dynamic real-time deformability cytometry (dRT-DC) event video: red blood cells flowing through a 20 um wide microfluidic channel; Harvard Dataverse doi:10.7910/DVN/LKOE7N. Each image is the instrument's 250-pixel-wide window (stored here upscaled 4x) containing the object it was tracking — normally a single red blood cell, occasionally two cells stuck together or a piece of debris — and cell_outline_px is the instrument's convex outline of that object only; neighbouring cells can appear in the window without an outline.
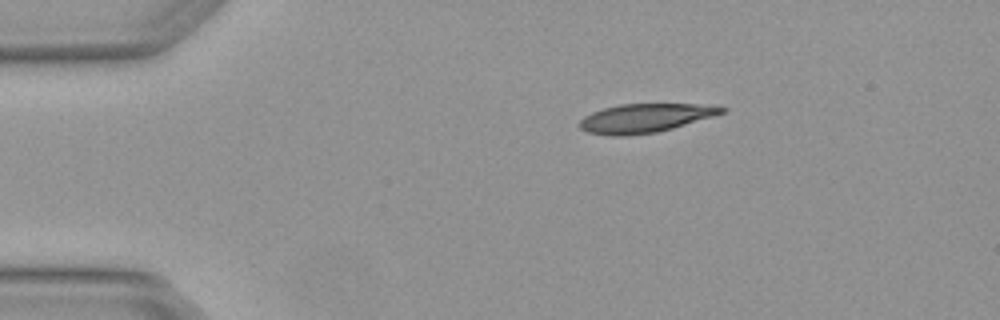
{"species": "Egyptian fruit bat (a non-hibernating species)", "species_latin": "Rousettus aegyptiacus", "temperature_condition": "warm", "stored_images_in_passage": 3, "camera_frame_rate_fps": 3000, "um_per_image_px": 0.085, "animal": {"sex": "female"}, "frame": {"image": 1, "passage_image": 1, "time_ms": 0.0, "image_size_px": [1000, 320], "cell_outline_px": [[728, 108], [724, 112], [712, 116], [672, 128], [656, 132], [628, 136], [612, 136], [588, 132], [580, 128], [580, 120], [584, 116], [592, 112], [604, 108], [620, 104], [720, 104]], "centroid_in_image_um": [54.87, 10.03], "position_along_channel_um": 30.1, "area_um2": 23.87}}